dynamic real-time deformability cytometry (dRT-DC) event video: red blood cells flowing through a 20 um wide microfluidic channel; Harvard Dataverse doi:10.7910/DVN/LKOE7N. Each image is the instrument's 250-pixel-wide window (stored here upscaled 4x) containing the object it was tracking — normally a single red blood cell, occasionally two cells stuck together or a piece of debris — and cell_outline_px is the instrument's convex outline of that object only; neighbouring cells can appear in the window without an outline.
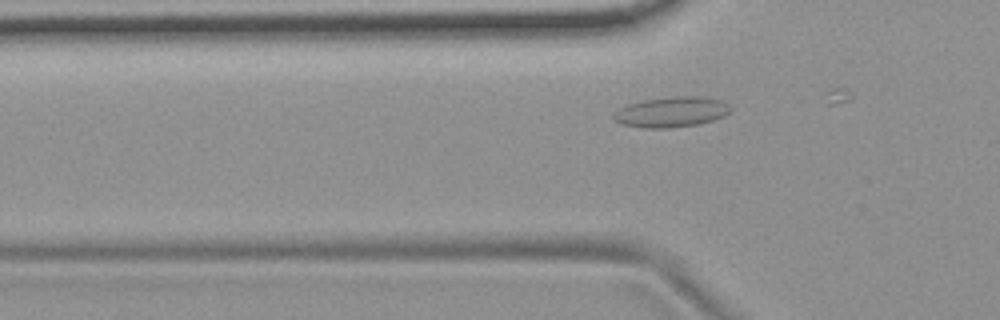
{"species": "common noctule bat (a hibernating species)", "species_latin": "Nyctalus noctula", "temperature_condition": "room temperature", "stored_images_in_passage": 14, "camera_frame_rate_fps": 3000, "um_per_image_px": 0.085, "animal": {"sex": "female", "body_mass_g": 19.9}, "frame": {"image": 1, "passage_image": 12, "time_ms": 3.667, "image_size_px": [1000, 320], "cell_outline_px": [[732, 112], [724, 116], [700, 124], [668, 128], [640, 128], [620, 124], [612, 120], [612, 116], [616, 108], [640, 100], [672, 96], [696, 96], [720, 100], [728, 104], [732, 108]], "centroid_in_image_um": [57.01, 9.52], "position_along_channel_um": 68.8, "area_um2": 21.15}}